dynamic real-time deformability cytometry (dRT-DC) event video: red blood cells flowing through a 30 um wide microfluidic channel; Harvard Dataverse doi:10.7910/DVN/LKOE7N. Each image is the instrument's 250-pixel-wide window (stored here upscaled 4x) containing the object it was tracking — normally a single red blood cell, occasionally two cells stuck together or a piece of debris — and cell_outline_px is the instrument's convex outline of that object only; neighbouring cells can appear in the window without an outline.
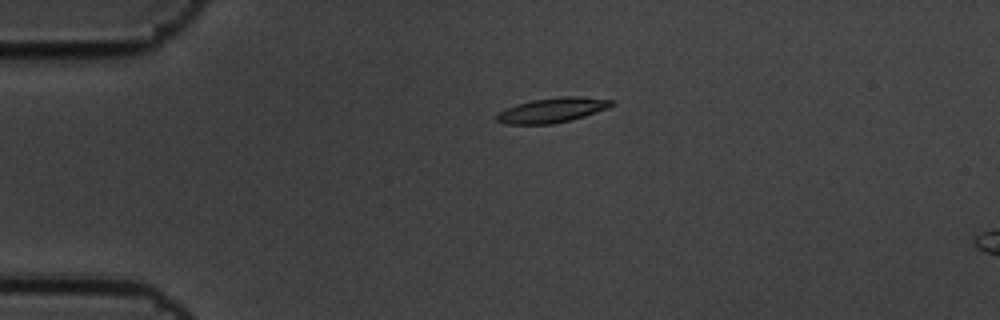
{"species": "common noctule bat (a hibernating species)", "species_latin": "Nyctalus noctula", "temperature_condition": "cold", "stored_images_in_passage": 3, "camera_frame_rate_fps": 3000, "um_per_image_px": 0.085, "animal": {"sex": "male", "body_mass_g": 19.5, "forearm_length_mm": 54.6}, "frame": {"image": 1, "passage_image": 1, "time_ms": 0.0, "image_size_px": [1000, 320], "cell_outline_px": [[616, 104], [608, 108], [572, 120], [552, 124], [504, 124], [496, 120], [496, 116], [500, 112], [516, 104], [532, 100], [560, 96], [580, 96], [612, 100]], "centroid_in_image_um": [46.97, 9.36], "position_along_channel_um": 38.0, "area_um2": 16.59}}